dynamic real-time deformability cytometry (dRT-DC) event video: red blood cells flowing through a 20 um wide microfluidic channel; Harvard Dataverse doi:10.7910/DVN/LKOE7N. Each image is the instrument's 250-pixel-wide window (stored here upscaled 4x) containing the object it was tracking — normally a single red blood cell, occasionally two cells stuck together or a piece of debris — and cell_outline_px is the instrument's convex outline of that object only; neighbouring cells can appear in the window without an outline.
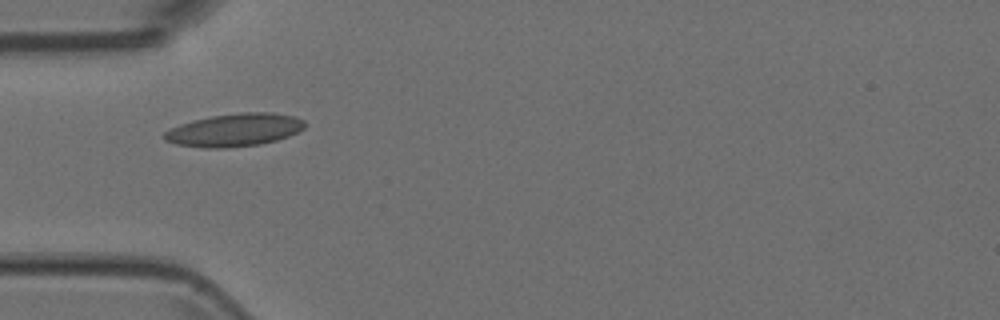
{"species": "Egyptian fruit bat (a non-hibernating species)", "species_latin": "Rousettus aegyptiacus", "temperature_condition": "room temperature", "stored_images_in_passage": 5, "camera_frame_rate_fps": 3000, "um_per_image_px": 0.085, "animal": {"sex": "female"}, "frame": {"image": 1, "passage_image": 1, "time_ms": 0.0, "image_size_px": [1000, 320], "cell_outline_px": [[304, 128], [288, 136], [276, 140], [260, 144], [224, 148], [204, 148], [176, 144], [164, 140], [160, 136], [164, 132], [180, 124], [192, 120], [212, 116], [240, 112], [272, 112], [296, 116], [304, 120]], "centroid_in_image_um": [19.91, 11.04], "position_along_channel_um": 65.1, "area_um2": 26.99}}
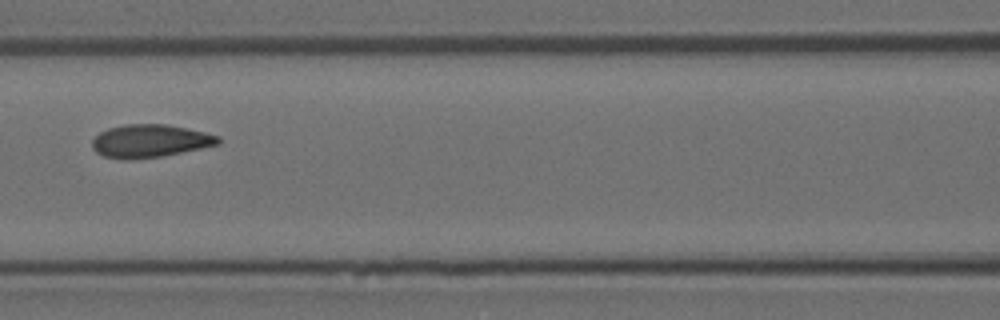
{"frame": {"image": 2, "passage_image": 3, "time_ms": 0.667, "image_size_px": [1000, 320], "cell_outline_px": [[220, 144], [160, 156], [104, 156], [96, 152], [92, 148], [92, 140], [100, 132], [108, 128], [124, 124], [168, 124], [204, 132], [220, 136]], "centroid_in_image_um": [12.78, 11.92], "position_along_channel_um": 153.8, "area_um2": 23.24}}
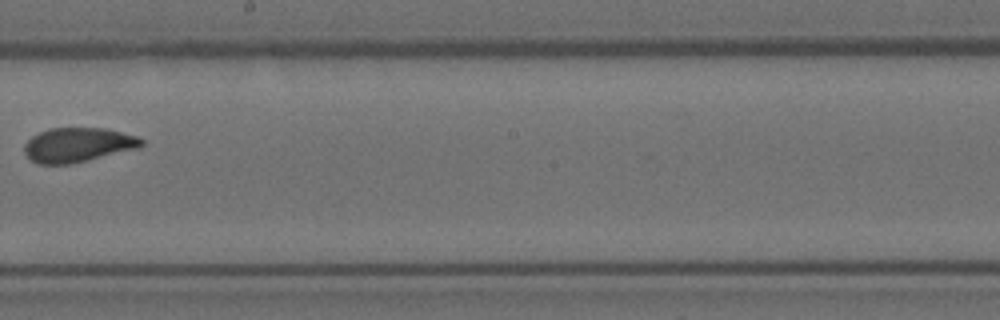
{"frame": {"image": 3, "passage_image": 5, "time_ms": 1.333, "image_size_px": [1000, 320], "cell_outline_px": [[144, 144], [140, 148], [88, 160], [68, 164], [36, 164], [24, 152], [24, 144], [32, 136], [40, 132], [52, 128], [108, 128], [136, 136], [144, 140]], "centroid_in_image_um": [6.65, 12.31], "position_along_channel_um": 241.6, "area_um2": 23.52}}